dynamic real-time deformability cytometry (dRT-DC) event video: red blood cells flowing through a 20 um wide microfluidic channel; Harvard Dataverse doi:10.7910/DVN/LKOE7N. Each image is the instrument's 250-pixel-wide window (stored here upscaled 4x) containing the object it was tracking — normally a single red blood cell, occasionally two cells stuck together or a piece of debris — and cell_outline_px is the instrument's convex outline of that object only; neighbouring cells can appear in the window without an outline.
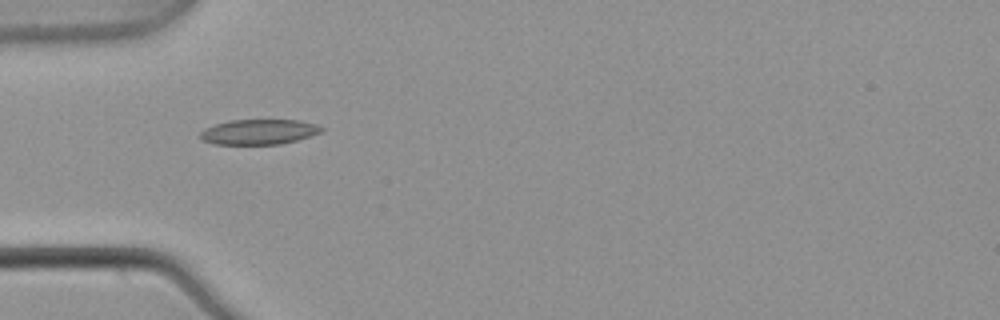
{"species": "common noctule bat (a hibernating species)", "species_latin": "Nyctalus noctula", "temperature_condition": "warm", "stored_images_in_passage": 3, "camera_frame_rate_fps": 3000, "um_per_image_px": 0.085, "animal": {"sex": "male", "body_mass_g": 21.5, "forearm_length_mm": 52.0}, "frame": {"image": 1, "passage_image": 2, "time_ms": 0.333, "image_size_px": [1000, 320], "cell_outline_px": [[324, 128], [320, 132], [296, 140], [280, 144], [216, 144], [204, 140], [200, 136], [200, 132], [204, 128], [228, 120], [300, 120], [316, 124]], "centroid_in_image_um": [21.99, 11.2], "position_along_channel_um": 63.0, "area_um2": 17.57}}
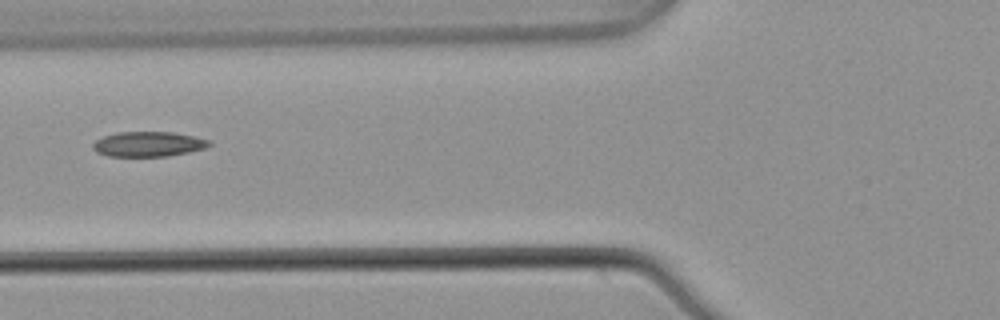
{"frame": {"image": 2, "passage_image": 3, "time_ms": 0.667, "image_size_px": [1000, 320], "cell_outline_px": [[212, 144], [204, 148], [188, 152], [168, 156], [108, 156], [96, 152], [92, 148], [92, 144], [96, 140], [104, 136], [120, 132], [172, 132], [192, 136], [208, 140]], "centroid_in_image_um": [12.57, 12.25], "position_along_channel_um": 113.2, "area_um2": 16.76}}